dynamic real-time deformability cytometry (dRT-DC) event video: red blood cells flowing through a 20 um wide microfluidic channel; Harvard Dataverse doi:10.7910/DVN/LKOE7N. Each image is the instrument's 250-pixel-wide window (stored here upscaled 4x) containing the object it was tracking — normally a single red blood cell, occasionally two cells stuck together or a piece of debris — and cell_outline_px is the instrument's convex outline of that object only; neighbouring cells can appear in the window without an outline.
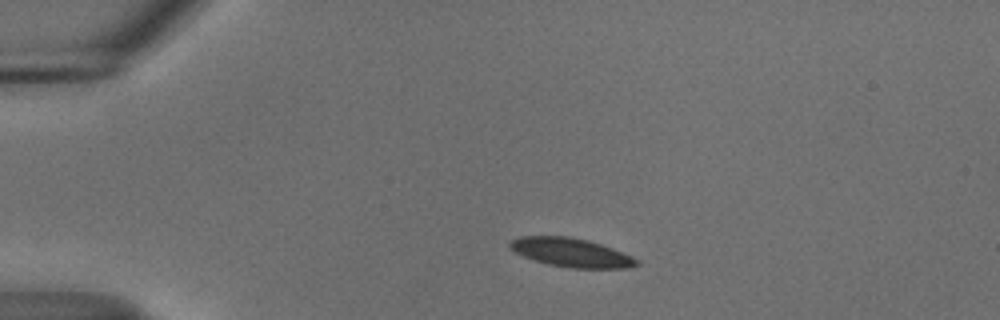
{"species": "common noctule bat (a hibernating species)", "species_latin": "Nyctalus noctula", "temperature_condition": "cold", "stored_images_in_passage": 44, "camera_frame_rate_fps": 3000, "um_per_image_px": 0.085, "animal": {"sex": "male", "body_mass_g": 18.8}, "frame": {"image": 1, "passage_image": 1, "time_ms": 0.0, "image_size_px": [1000, 320], "cell_outline_px": [[640, 264], [628, 268], [568, 268], [548, 264], [524, 256], [508, 248], [508, 244], [512, 240], [520, 236], [568, 236], [588, 240], [612, 248], [632, 256], [640, 260]], "centroid_in_image_um": [48.57, 21.47], "position_along_channel_um": 36.4, "area_um2": 21.27}}
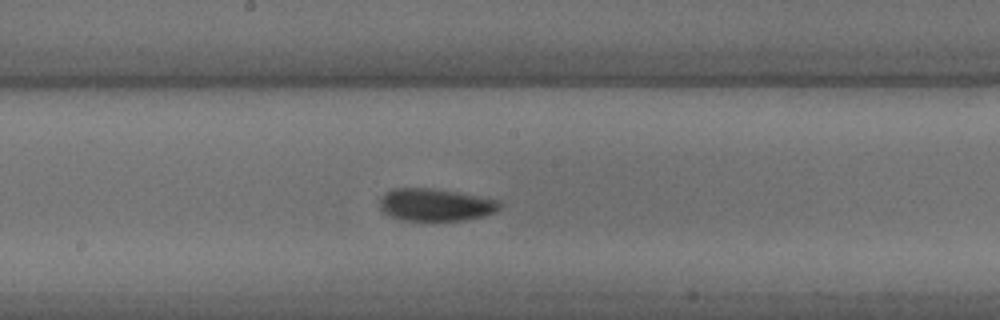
{"frame": {"image": 2, "passage_image": 19, "time_ms": 6.0, "image_size_px": [1000, 320], "cell_outline_px": [[500, 208], [496, 212], [484, 216], [468, 220], [400, 220], [384, 212], [380, 208], [380, 196], [384, 192], [392, 188], [432, 188], [480, 196], [500, 200]], "centroid_in_image_um": [37.02, 17.4], "position_along_channel_um": 211.2, "area_um2": 22.83}}
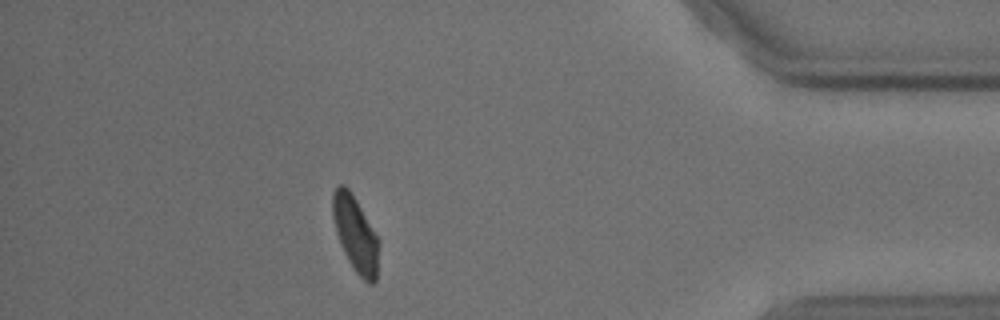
{"frame": {"image": 3, "passage_image": 38, "time_ms": 12.333, "image_size_px": [1000, 320], "cell_outline_px": [[380, 240], [376, 280], [372, 284], [368, 284], [352, 268], [340, 244], [336, 232], [332, 216], [332, 196], [336, 188], [340, 184], [344, 184], [348, 188], [356, 200]], "centroid_in_image_um": [30.22, 19.92], "position_along_channel_um": 405.0, "area_um2": 20.35}, "authors_computed_cell_mechanics": {"area_um2": 21.9351, "velocity_mm_per_s": 3.6659, "shape_relaxation_time_tau1_ms": 2.7341, "shape_relaxation_time_tau2_ms": 2.0228, "deformation_change_tau1": 0.0945, "deformation_change_tau2": 0.0572}}